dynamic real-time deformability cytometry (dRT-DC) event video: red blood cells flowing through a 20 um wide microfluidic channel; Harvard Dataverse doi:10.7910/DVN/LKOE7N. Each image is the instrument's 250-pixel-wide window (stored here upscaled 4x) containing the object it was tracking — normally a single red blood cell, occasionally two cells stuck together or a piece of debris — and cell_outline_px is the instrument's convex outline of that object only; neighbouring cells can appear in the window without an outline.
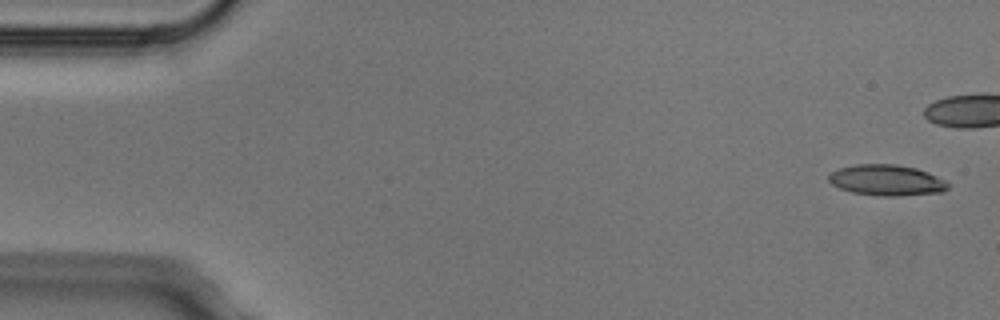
{"species": "Egyptian fruit bat (a non-hibernating species)", "species_latin": "Rousettus aegyptiacus", "temperature_condition": "cold", "stored_images_in_passage": 6, "camera_frame_rate_fps": 3000, "um_per_image_px": 0.085, "animal": {"sex": "male"}, "frame": {"image": 1, "passage_image": 1, "time_ms": 0.0, "image_size_px": [1000, 320], "cell_outline_px": [[948, 188], [940, 192], [896, 196], [884, 196], [852, 192], [840, 188], [832, 184], [828, 180], [828, 176], [832, 172], [840, 168], [856, 164], [896, 164], [916, 168], [928, 172], [948, 180]], "centroid_in_image_um": [75.39, 15.31], "position_along_channel_um": 9.6, "area_um2": 21.39}}
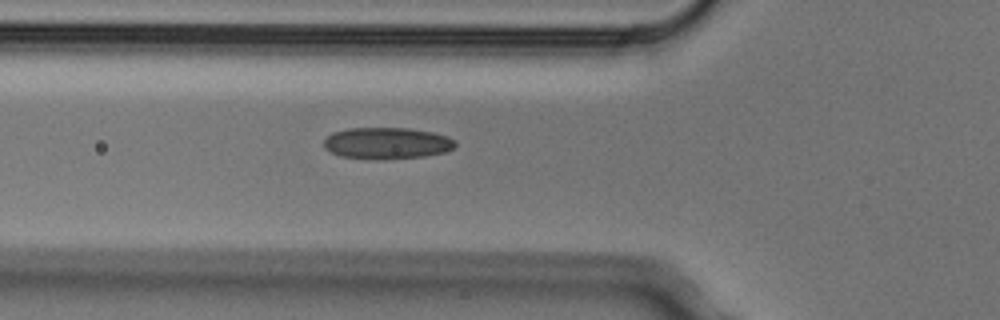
{"frame": {"image": 2, "passage_image": 6, "time_ms": 1.667, "image_size_px": [1000, 320], "cell_outline_px": [[456, 148], [444, 152], [424, 156], [384, 160], [380, 160], [340, 156], [324, 148], [324, 140], [332, 132], [348, 128], [408, 128], [432, 132], [448, 136], [456, 140]], "centroid_in_image_um": [32.91, 12.17], "position_along_channel_um": 92.9, "area_um2": 24.39}}